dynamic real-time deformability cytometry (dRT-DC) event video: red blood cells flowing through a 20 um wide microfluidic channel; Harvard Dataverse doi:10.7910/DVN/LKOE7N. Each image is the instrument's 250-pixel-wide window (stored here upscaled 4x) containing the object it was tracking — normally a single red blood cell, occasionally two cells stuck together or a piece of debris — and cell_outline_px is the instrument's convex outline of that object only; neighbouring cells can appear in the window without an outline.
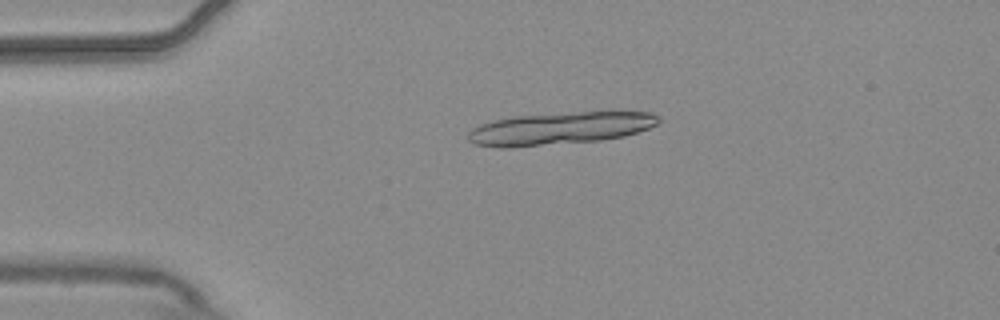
{"species": "common noctule bat (a hibernating species)", "species_latin": "Nyctalus noctula", "temperature_condition": "warm", "stored_images_in_passage": 3, "camera_frame_rate_fps": 3000, "um_per_image_px": 0.085, "animal": {"sex": "male", "body_mass_g": 20.4}, "frame": {"image": 1, "passage_image": 3, "time_ms": 0.667, "image_size_px": [1000, 320], "cell_outline_px": [[660, 120], [656, 124], [648, 128], [624, 136], [600, 140], [508, 148], [500, 148], [476, 144], [468, 140], [468, 132], [472, 128], [480, 124], [496, 120], [516, 116], [612, 108], [652, 112], [660, 116]], "centroid_in_image_um": [47.72, 10.86], "position_along_channel_um": 37.3, "area_um2": 37.17}}